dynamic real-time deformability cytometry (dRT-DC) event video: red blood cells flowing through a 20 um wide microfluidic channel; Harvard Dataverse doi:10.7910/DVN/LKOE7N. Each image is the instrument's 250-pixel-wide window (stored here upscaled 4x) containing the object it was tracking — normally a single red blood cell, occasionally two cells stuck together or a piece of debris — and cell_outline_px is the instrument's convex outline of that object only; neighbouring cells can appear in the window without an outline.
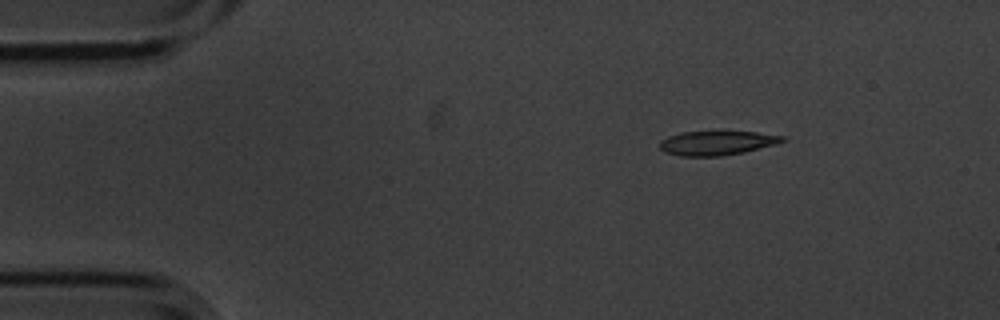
{"species": "common noctule bat (a hibernating species)", "species_latin": "Nyctalus noctula", "temperature_condition": "cold", "stored_images_in_passage": 4, "segment_of_instrument_passage": [1, 2], "camera_frame_rate_fps": 3000, "um_per_image_px": 0.085, "animal": {"sex": "male", "body_mass_g": 20.1, "forearm_length_mm": 53.5}, "frame": {"image": 1, "passage_image": 1, "time_ms": 0.0, "image_size_px": [1000, 320], "cell_outline_px": [[788, 140], [776, 144], [744, 152], [720, 156], [680, 156], [664, 152], [660, 148], [660, 140], [668, 136], [680, 132], [756, 132], [784, 136]], "centroid_in_image_um": [60.93, 12.16], "position_along_channel_um": 24.1, "area_um2": 17.28}}